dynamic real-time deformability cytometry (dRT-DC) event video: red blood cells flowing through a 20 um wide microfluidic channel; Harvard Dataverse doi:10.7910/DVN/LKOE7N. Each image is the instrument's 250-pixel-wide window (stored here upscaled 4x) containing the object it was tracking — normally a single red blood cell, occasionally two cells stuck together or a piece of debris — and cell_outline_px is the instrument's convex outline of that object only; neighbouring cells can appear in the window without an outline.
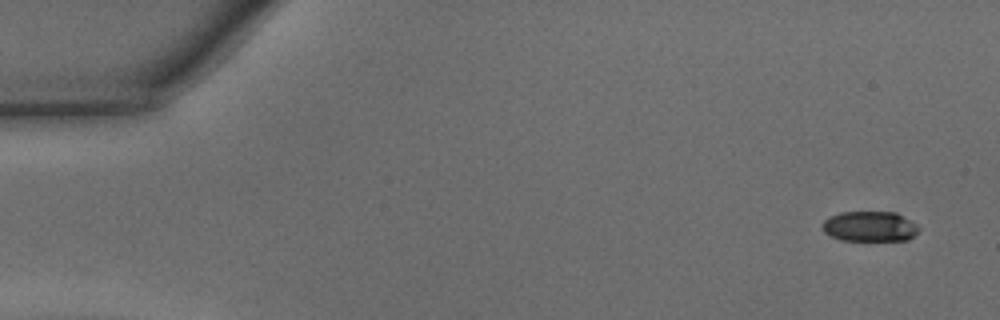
{"species": "common noctule bat (a hibernating species)", "species_latin": "Nyctalus noctula", "temperature_condition": "warm", "stored_images_in_passage": 45, "camera_frame_rate_fps": 3000, "um_per_image_px": 0.085, "animal": {"sex": "male", "body_mass_g": 15.6}, "frame": {"image": 1, "passage_image": 1, "time_ms": 0.0, "image_size_px": [1000, 320], "cell_outline_px": [[920, 228], [908, 240], [840, 240], [824, 232], [820, 228], [820, 224], [824, 220], [840, 212], [896, 212], [916, 224]], "centroid_in_image_um": [73.89, 19.24], "position_along_channel_um": 11.1, "area_um2": 16.94}}
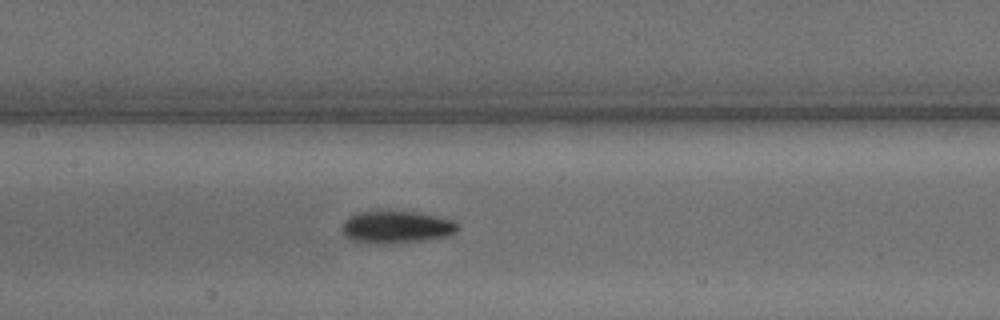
{"frame": {"image": 2, "passage_image": 21, "time_ms": 6.667, "image_size_px": [1000, 320], "cell_outline_px": [[460, 228], [444, 236], [428, 240], [384, 244], [372, 244], [348, 240], [344, 236], [340, 228], [344, 220], [348, 216], [360, 212], [388, 208], [436, 216], [452, 220], [460, 224]], "centroid_in_image_um": [33.59, 19.28], "position_along_channel_um": 173.8, "area_um2": 22.6}}
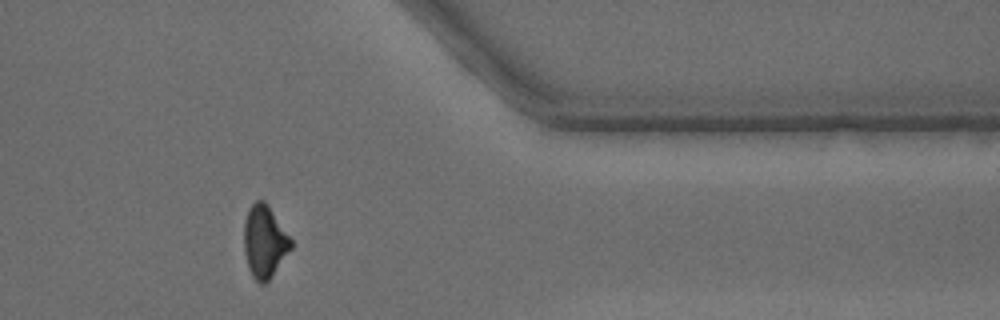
{"frame": {"image": 3, "passage_image": 37, "time_ms": 12.0, "image_size_px": [1000, 320], "cell_outline_px": [[292, 248], [272, 276], [264, 284], [260, 284], [252, 276], [248, 268], [244, 252], [244, 220], [248, 208], [256, 200], [264, 200], [268, 204], [292, 240]], "centroid_in_image_um": [22.47, 20.52], "position_along_channel_um": 388.9, "area_um2": 19.94}, "authors_computed_cell_mechanics": {"area_um2": 19.9988, "velocity_mm_per_s": 4.3629, "shape_relaxation_time_tau1_ms": 2.5003, "shape_relaxation_time_tau2_ms": 3.7639, "deformation_change_tau1": 0.1223, "deformation_change_tau2": 0.0986}}